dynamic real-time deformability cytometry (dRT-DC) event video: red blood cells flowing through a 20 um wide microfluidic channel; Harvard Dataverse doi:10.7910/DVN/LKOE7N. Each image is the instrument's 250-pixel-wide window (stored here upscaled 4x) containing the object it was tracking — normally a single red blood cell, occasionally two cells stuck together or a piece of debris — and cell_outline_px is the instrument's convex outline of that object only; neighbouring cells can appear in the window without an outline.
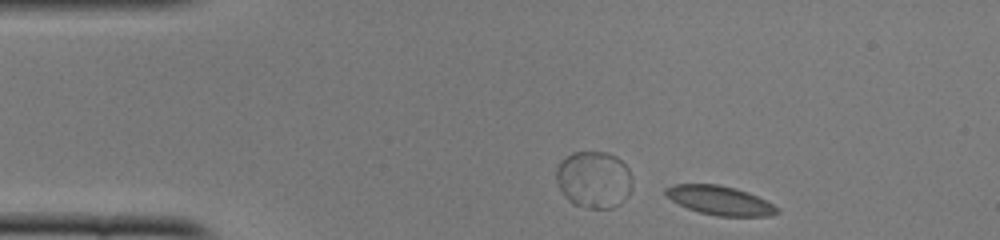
{"species": "common noctule bat (a hibernating species)", "species_latin": "Nyctalus noctula", "temperature_condition": "cold", "stored_images_in_passage": 45, "camera_frame_rate_fps": 3000, "um_per_image_px": 0.085, "animal": {"sex": "female", "body_mass_g": 22.0, "forearm_length_mm": 56.7}, "frame": {"image": 1, "passage_image": 1, "time_ms": 0.0, "image_size_px": [1000, 240], "cell_outline_px": [[780, 212], [768, 216], [716, 216], [700, 212], [688, 208], [672, 200], [664, 192], [664, 188], [676, 184], [716, 184], [736, 188], [748, 192], [780, 208]], "centroid_in_image_um": [61.2, 17.03], "position_along_channel_um": 23.8, "area_um2": 18.67}}
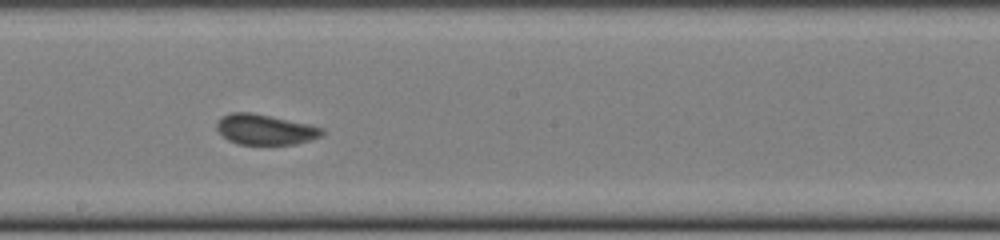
{"frame": {"image": 2, "passage_image": 22, "time_ms": 7.0, "image_size_px": [1000, 240], "cell_outline_px": [[324, 132], [320, 136], [296, 144], [236, 144], [228, 140], [216, 128], [216, 124], [224, 116], [232, 112], [252, 112], [308, 124], [324, 128]], "centroid_in_image_um": [22.53, 11.01], "position_along_channel_um": 225.7, "area_um2": 18.38}}
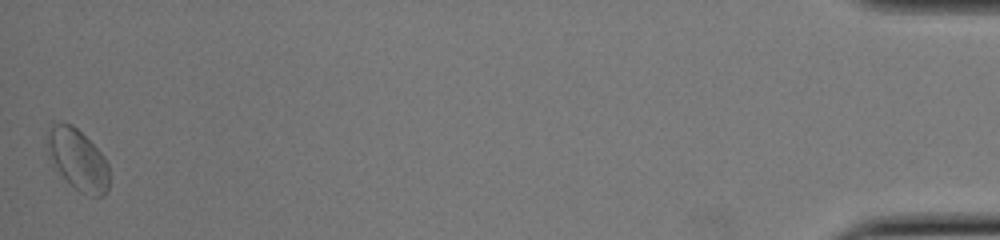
{"frame": {"image": 3, "passage_image": 45, "time_ms": 14.667, "image_size_px": [1000, 240], "cell_outline_px": [[108, 192], [104, 196], [88, 196], [80, 192], [52, 168], [48, 144], [48, 136], [52, 124], [72, 124], [104, 156], [108, 164]], "centroid_in_image_um": [6.63, 13.63], "position_along_channel_um": 428.6, "area_um2": 21.73}, "authors_computed_cell_mechanics": {"area_um2": 18.5538, "velocity_mm_per_s": 3.8631, "shape_relaxation_time_tau1_ms": 2.6624, "shape_relaxation_time_tau2_ms": 1.0722, "deformation_change_tau1": 0.0472, "deformation_change_tau2": 0.0402}}